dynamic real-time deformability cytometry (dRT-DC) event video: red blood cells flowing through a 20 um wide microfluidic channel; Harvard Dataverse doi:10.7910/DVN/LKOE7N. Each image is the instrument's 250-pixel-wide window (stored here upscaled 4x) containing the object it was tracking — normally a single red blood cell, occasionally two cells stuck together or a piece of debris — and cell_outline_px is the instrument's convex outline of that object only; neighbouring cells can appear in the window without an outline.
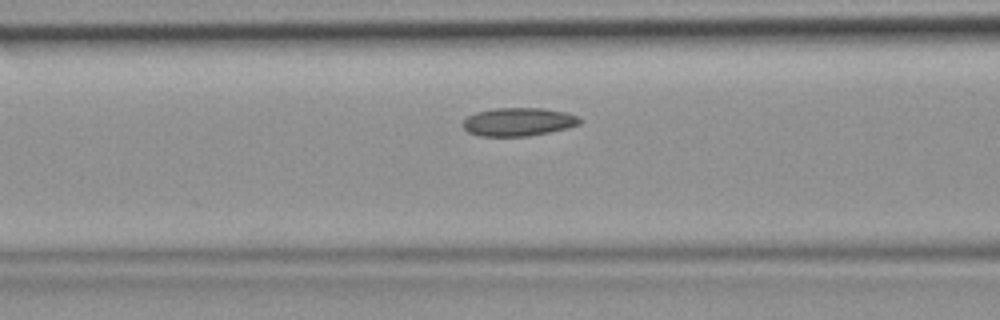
{"species": "common noctule bat (a hibernating species)", "species_latin": "Nyctalus noctula", "temperature_condition": "room temperature", "stored_images_in_passage": 34, "camera_frame_rate_fps": 3000, "um_per_image_px": 0.085, "animal": {"sex": "female", "body_mass_g": 19.9}, "frame": {"image": 1, "passage_image": 7, "time_ms": 2.0, "image_size_px": [1000, 320], "cell_outline_px": [[580, 124], [568, 128], [528, 136], [480, 136], [468, 132], [460, 124], [468, 116], [476, 112], [492, 108], [544, 108], [568, 112], [576, 116], [580, 120]], "centroid_in_image_um": [44.04, 10.35], "position_along_channel_um": 122.6, "area_um2": 19.36}}
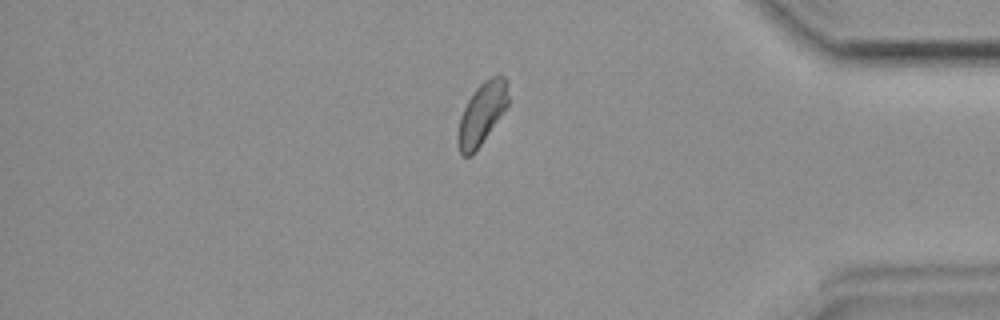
{"frame": {"image": 2, "passage_image": 27, "time_ms": 8.667, "image_size_px": [1000, 320], "cell_outline_px": [[508, 104], [500, 116], [472, 156], [460, 156], [456, 140], [456, 136], [460, 116], [468, 100], [476, 88], [484, 80], [496, 72], [500, 72], [508, 80]], "centroid_in_image_um": [40.95, 9.62], "position_along_channel_um": 394.3, "area_um2": 18.44}}
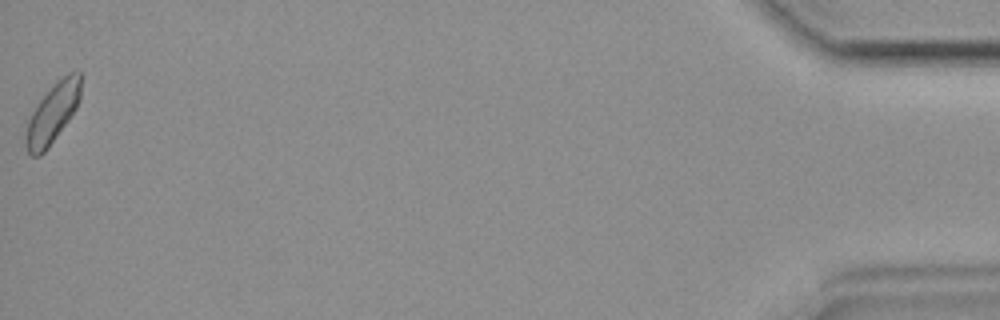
{"frame": {"image": 3, "passage_image": 34, "time_ms": 11.0, "image_size_px": [1000, 320], "cell_outline_px": [[84, 72], [80, 100], [76, 108], [68, 120], [48, 148], [40, 156], [32, 156], [28, 152], [24, 144], [24, 136], [28, 120], [36, 104], [56, 80], [68, 72]], "centroid_in_image_um": [4.49, 9.57], "position_along_channel_um": 430.7, "area_um2": 19.59}}